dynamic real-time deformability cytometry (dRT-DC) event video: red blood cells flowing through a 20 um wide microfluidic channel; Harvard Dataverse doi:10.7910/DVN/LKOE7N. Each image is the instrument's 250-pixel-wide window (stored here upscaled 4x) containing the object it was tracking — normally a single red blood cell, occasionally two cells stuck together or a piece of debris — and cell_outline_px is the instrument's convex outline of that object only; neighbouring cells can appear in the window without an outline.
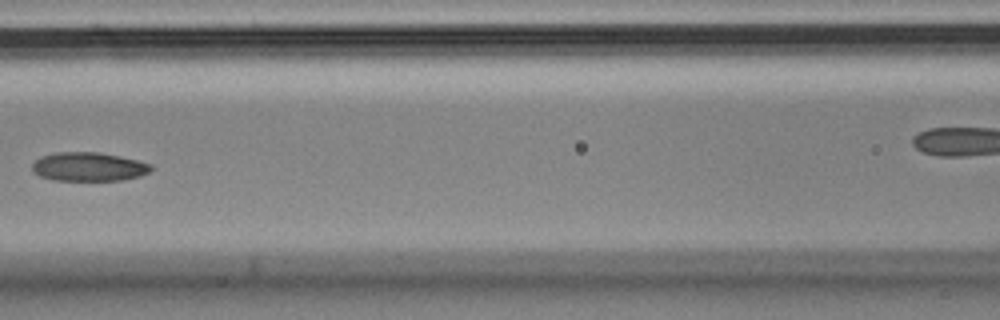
{"species": "Egyptian fruit bat (a non-hibernating species)", "species_latin": "Rousettus aegyptiacus", "temperature_condition": "cold", "stored_images_in_passage": 9, "segment_of_instrument_passage": [1, 2], "camera_frame_rate_fps": 3000, "um_per_image_px": 0.085, "animal": {"sex": "male"}, "frame": {"image": 1, "passage_image": 6, "time_ms": 1.667, "image_size_px": [1000, 320], "cell_outline_px": [[152, 168], [148, 172], [140, 176], [124, 180], [52, 180], [40, 176], [32, 172], [32, 164], [40, 156], [56, 152], [100, 152], [120, 156], [152, 164]], "centroid_in_image_um": [7.51, 14.17], "position_along_channel_um": 159.1, "area_um2": 20.06}}
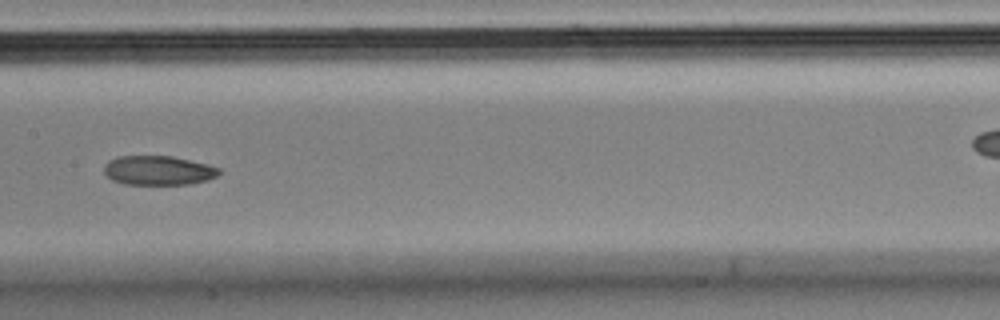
{"frame": {"image": 2, "passage_image": 7, "time_ms": 2.0, "image_size_px": [1000, 320], "cell_outline_px": [[220, 172], [216, 176], [208, 180], [188, 184], [124, 184], [112, 180], [104, 172], [104, 164], [108, 160], [120, 156], [172, 156], [208, 164], [220, 168]], "centroid_in_image_um": [13.45, 14.48], "position_along_channel_um": 194.0, "area_um2": 19.65}}
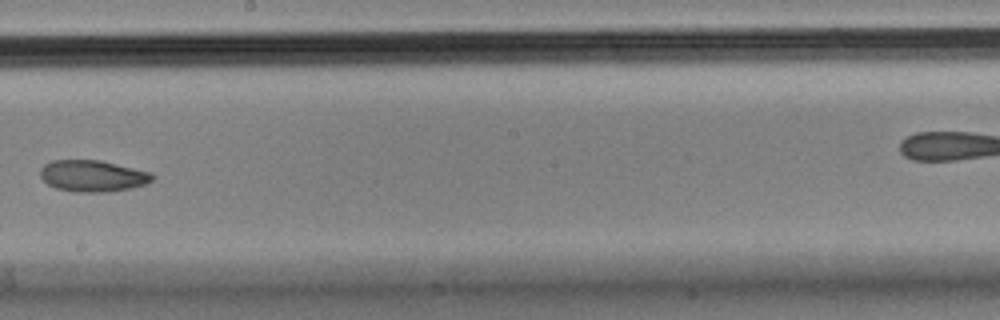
{"frame": {"image": 3, "passage_image": 8, "time_ms": 2.333, "image_size_px": [1000, 320], "cell_outline_px": [[156, 176], [152, 180], [144, 184], [132, 188], [104, 192], [72, 192], [56, 188], [48, 184], [40, 176], [40, 168], [44, 164], [52, 160], [100, 160], [152, 172]], "centroid_in_image_um": [7.88, 14.95], "position_along_channel_um": 240.3, "area_um2": 20.69}}